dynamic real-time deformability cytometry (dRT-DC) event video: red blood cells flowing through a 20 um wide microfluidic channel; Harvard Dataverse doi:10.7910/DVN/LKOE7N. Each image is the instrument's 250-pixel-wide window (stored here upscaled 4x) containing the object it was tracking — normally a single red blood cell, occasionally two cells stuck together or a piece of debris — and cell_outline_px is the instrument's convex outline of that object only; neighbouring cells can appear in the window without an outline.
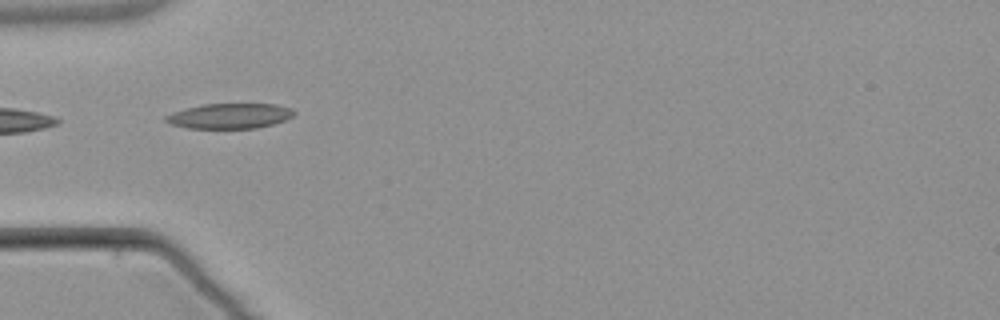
{"species": "common noctule bat (a hibernating species)", "species_latin": "Nyctalus noctula", "temperature_condition": "warm", "stored_images_in_passage": 5, "camera_frame_rate_fps": 3000, "um_per_image_px": 0.085, "animal": {"sex": "male", "body_mass_g": 21.5, "forearm_length_mm": 52.0}, "frame": {"image": 1, "passage_image": 5, "time_ms": 5.0, "image_size_px": [1000, 320], "cell_outline_px": [[296, 112], [292, 116], [284, 120], [272, 124], [256, 128], [188, 128], [168, 124], [164, 120], [164, 116], [172, 112], [204, 104], [276, 104], [292, 108]], "centroid_in_image_um": [19.5, 9.86], "position_along_channel_um": 65.5, "area_um2": 18.79}}